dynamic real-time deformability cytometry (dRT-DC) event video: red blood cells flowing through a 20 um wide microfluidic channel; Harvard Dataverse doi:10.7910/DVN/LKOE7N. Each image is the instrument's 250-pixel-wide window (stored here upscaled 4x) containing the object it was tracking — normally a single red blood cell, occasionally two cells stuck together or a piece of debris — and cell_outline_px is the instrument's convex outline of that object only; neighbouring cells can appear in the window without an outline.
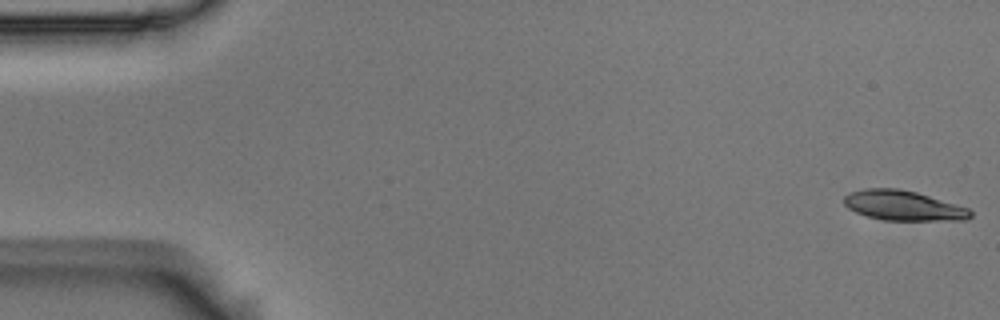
{"species": "Egyptian fruit bat (a non-hibernating species)", "species_latin": "Rousettus aegyptiacus", "temperature_condition": "room temperature", "stored_images_in_passage": 56, "camera_frame_rate_fps": 3000, "um_per_image_px": 0.085, "animal": {"sex": "male"}, "frame": {"image": 1, "passage_image": 1, "time_ms": 0.0, "image_size_px": [1000, 320], "cell_outline_px": [[972, 216], [964, 220], [884, 220], [868, 216], [856, 212], [848, 208], [844, 204], [844, 196], [852, 192], [864, 188], [900, 188], [916, 192], [968, 208], [972, 212]], "centroid_in_image_um": [76.77, 17.47], "position_along_channel_um": 8.2, "area_um2": 21.85}}
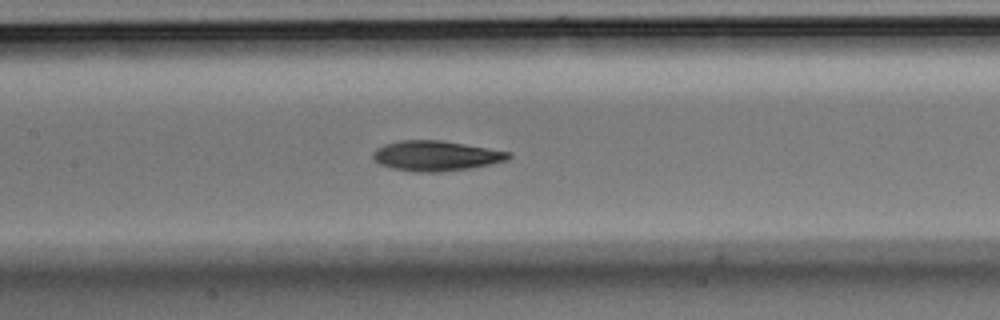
{"frame": {"image": 2, "passage_image": 26, "time_ms": 8.333, "image_size_px": [1000, 320], "cell_outline_px": [[512, 156], [508, 160], [468, 168], [440, 172], [416, 172], [392, 168], [380, 164], [372, 156], [372, 152], [376, 148], [384, 144], [400, 140], [440, 140], [512, 152]], "centroid_in_image_um": [37.04, 13.24], "position_along_channel_um": 170.4, "area_um2": 23.7}}
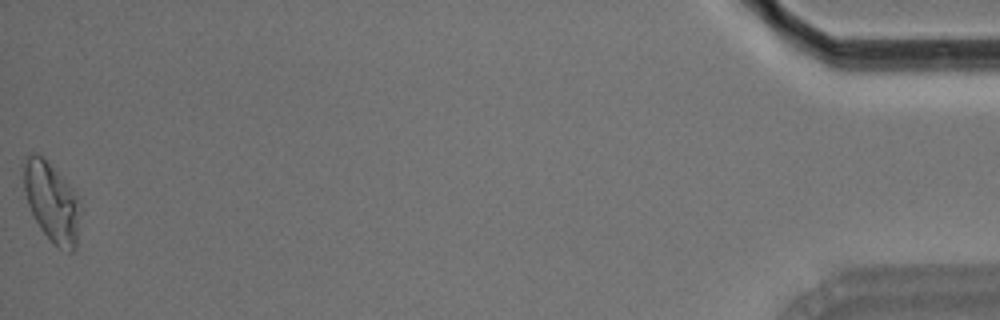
{"frame": {"image": 3, "passage_image": 56, "time_ms": 18.333, "image_size_px": [1000, 320], "cell_outline_px": [[80, 208], [76, 248], [72, 252], [68, 252], [60, 248], [40, 228], [28, 204], [24, 188], [24, 164], [28, 156], [32, 152], [36, 152], [72, 188], [80, 200]], "centroid_in_image_um": [4.42, 17.21], "position_along_channel_um": 430.8, "area_um2": 25.43}, "authors_computed_cell_mechanics": {"area_um2": 22.8888, "velocity_mm_per_s": 3.5771, "shape_relaxation_time_tau1_ms": null, "shape_relaxation_time_tau2_ms": 5.7971, "deformation_change_tau1": null, "deformation_change_tau2": 0.124}}